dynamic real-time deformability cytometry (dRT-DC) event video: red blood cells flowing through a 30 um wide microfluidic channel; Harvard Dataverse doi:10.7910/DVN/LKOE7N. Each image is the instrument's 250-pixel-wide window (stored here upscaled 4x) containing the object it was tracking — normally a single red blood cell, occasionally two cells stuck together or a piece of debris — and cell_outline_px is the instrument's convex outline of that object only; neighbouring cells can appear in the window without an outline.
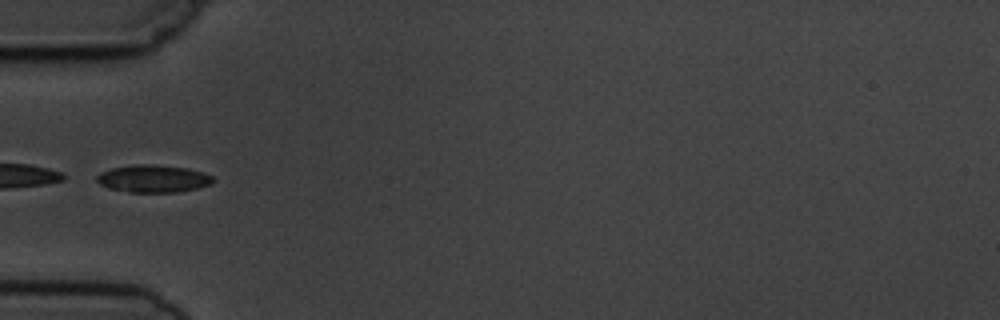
{"species": "common noctule bat (a hibernating species)", "species_latin": "Nyctalus noctula", "temperature_condition": "cold", "stored_images_in_passage": 6, "camera_frame_rate_fps": 3000, "um_per_image_px": 0.085, "animal": {"sex": "male", "body_mass_g": 19.5, "forearm_length_mm": 54.6}, "frame": {"image": 1, "passage_image": 5, "time_ms": 4.667, "image_size_px": [1000, 320], "cell_outline_px": [[212, 184], [196, 188], [176, 192], [132, 192], [108, 188], [100, 184], [96, 180], [96, 176], [100, 172], [112, 168], [132, 164], [148, 164], [188, 168], [212, 176]], "centroid_in_image_um": [12.97, 15.18], "position_along_channel_um": 72.0, "area_um2": 18.44}}
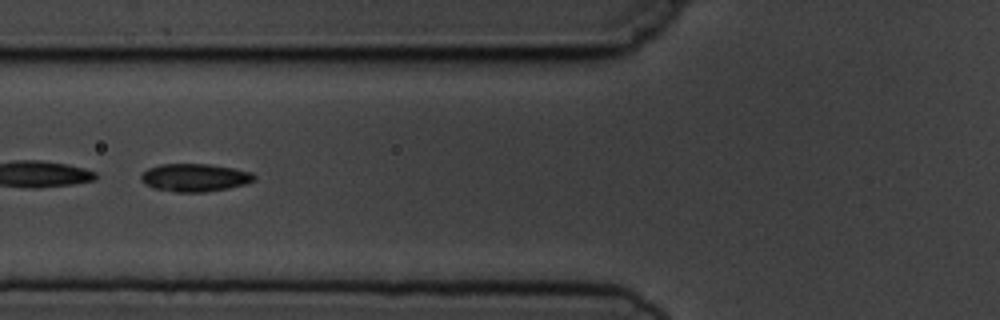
{"frame": {"image": 2, "passage_image": 6, "time_ms": 5.667, "image_size_px": [1000, 320], "cell_outline_px": [[256, 180], [244, 184], [228, 188], [204, 192], [176, 192], [156, 188], [140, 180], [140, 176], [148, 168], [160, 164], [208, 164], [232, 168], [252, 172], [256, 176]], "centroid_in_image_um": [16.58, 15.09], "position_along_channel_um": 109.2, "area_um2": 18.21}}